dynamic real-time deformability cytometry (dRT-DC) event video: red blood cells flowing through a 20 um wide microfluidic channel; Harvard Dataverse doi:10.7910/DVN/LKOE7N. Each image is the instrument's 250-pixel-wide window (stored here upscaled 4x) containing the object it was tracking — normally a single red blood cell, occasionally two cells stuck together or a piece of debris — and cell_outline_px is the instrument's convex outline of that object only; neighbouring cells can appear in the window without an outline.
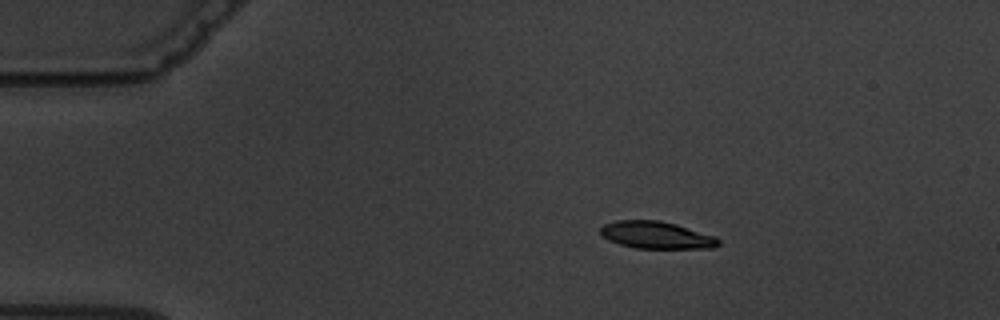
{"species": "common noctule bat (a hibernating species)", "species_latin": "Nyctalus noctula", "temperature_condition": "warm", "stored_images_in_passage": 4, "camera_frame_rate_fps": 3000, "um_per_image_px": 0.085, "animal": {"sex": "male", "body_mass_g": 19.5, "forearm_length_mm": 54.6}, "frame": {"image": 1, "passage_image": 2, "time_ms": 2.0, "image_size_px": [1000, 320], "cell_outline_px": [[720, 244], [712, 248], [636, 248], [620, 244], [608, 240], [600, 232], [600, 228], [604, 224], [616, 220], [660, 220], [676, 224], [716, 236], [720, 240]], "centroid_in_image_um": [55.81, 19.97], "position_along_channel_um": 29.2, "area_um2": 18.73}}